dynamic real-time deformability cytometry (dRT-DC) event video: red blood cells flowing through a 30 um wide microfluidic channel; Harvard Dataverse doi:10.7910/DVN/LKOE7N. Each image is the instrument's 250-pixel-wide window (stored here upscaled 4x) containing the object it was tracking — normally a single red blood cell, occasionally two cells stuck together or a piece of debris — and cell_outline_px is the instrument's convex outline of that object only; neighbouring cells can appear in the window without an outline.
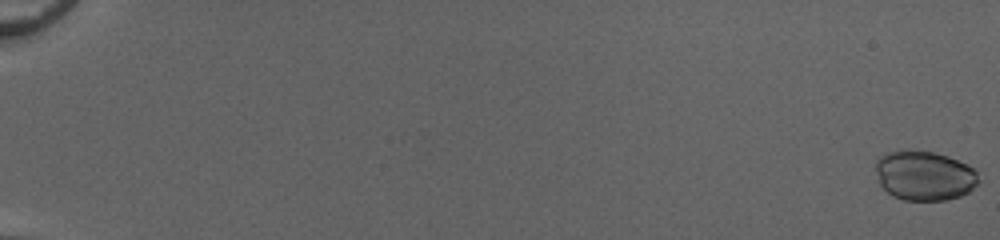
{"species": "common noctule bat (a hibernating species)", "species_latin": "Nyctalus noctula", "temperature_condition": "cold", "stored_images_in_passage": 53, "camera_frame_rate_fps": 3000, "um_per_image_px": 0.085, "animal": {"sex": "female", "body_mass_g": 20.0, "forearm_length_mm": 54.0}, "frame": {"image": 1, "passage_image": 1, "time_ms": 0.0, "image_size_px": [1000, 240], "cell_outline_px": [[980, 180], [968, 192], [960, 196], [944, 200], [904, 200], [892, 196], [880, 184], [876, 172], [876, 160], [880, 156], [888, 152], [904, 148], [932, 152], [948, 156], [972, 168], [976, 172]], "centroid_in_image_um": [78.53, 14.91], "position_along_channel_um": 6.5, "area_um2": 29.77}}
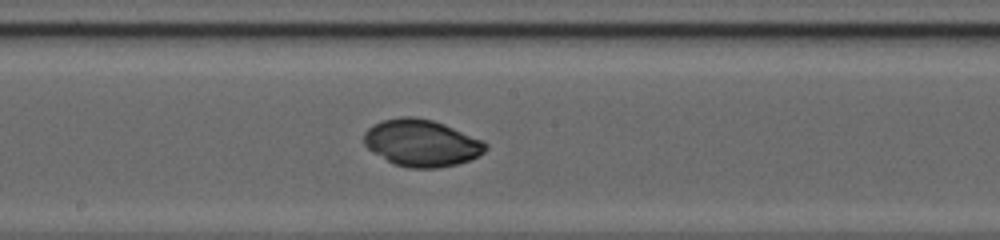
{"frame": {"image": 2, "passage_image": 32, "time_ms": 10.333, "image_size_px": [1000, 240], "cell_outline_px": [[488, 148], [484, 152], [468, 160], [456, 164], [436, 168], [408, 168], [392, 164], [372, 152], [364, 144], [364, 132], [372, 124], [384, 120], [400, 116], [412, 116], [432, 120], [444, 124], [484, 140], [488, 144]], "centroid_in_image_um": [35.81, 12.15], "position_along_channel_um": 212.4, "area_um2": 33.41}}
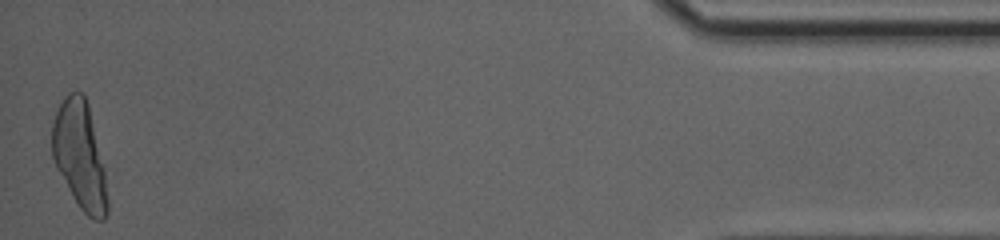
{"frame": {"image": 3, "passage_image": 53, "time_ms": 17.333, "image_size_px": [1000, 240], "cell_outline_px": [[108, 212], [104, 220], [92, 220], [80, 208], [72, 196], [56, 168], [52, 156], [52, 124], [56, 112], [64, 96], [68, 92], [80, 92], [84, 96], [88, 104], [104, 168], [108, 200]], "centroid_in_image_um": [6.78, 13.24], "position_along_channel_um": 428.4, "area_um2": 34.51}}